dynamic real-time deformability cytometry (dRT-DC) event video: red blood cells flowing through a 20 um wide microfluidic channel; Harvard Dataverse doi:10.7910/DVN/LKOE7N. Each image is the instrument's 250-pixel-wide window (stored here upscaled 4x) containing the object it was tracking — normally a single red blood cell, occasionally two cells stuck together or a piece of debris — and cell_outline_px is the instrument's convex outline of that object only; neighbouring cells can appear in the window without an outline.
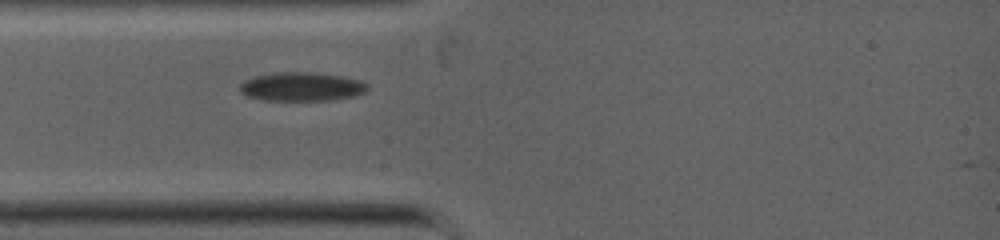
{"species": "common noctule bat (a hibernating species)", "species_latin": "Nyctalus noctula", "temperature_condition": "warm", "stored_images_in_passage": 3, "camera_frame_rate_fps": 5000, "um_per_image_px": 0.085, "animal": {"sex": "female", "body_mass_g": 19.0, "forearm_length_mm": 53.3}, "frame": {"image": 1, "passage_image": 1, "time_ms": 0.0, "image_size_px": [1000, 240], "cell_outline_px": [[368, 88], [364, 92], [356, 96], [332, 100], [264, 100], [248, 96], [240, 92], [240, 84], [244, 80], [256, 76], [276, 72], [316, 72], [340, 76], [356, 80], [368, 84]], "centroid_in_image_um": [25.63, 7.37], "position_along_channel_um": 59.4, "area_um2": 21.33}}